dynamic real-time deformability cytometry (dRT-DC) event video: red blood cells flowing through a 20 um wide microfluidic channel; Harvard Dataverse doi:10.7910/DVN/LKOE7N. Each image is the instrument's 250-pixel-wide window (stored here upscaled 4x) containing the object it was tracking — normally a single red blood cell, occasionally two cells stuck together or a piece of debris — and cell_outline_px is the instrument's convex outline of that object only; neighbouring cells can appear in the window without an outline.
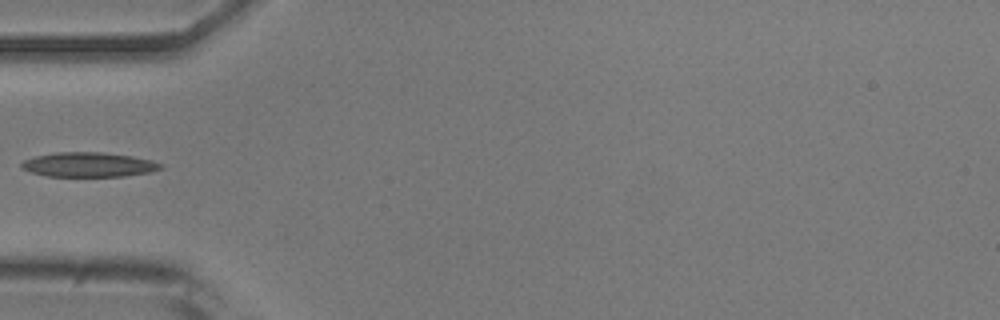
{"species": "common noctule bat (a hibernating species)", "species_latin": "Nyctalus noctula", "temperature_condition": "room temperature", "stored_images_in_passage": 36, "camera_frame_rate_fps": 3000, "um_per_image_px": 0.085, "animal": {"sex": "male", "body_mass_g": 20.5, "forearm_length_mm": 52.5}, "frame": {"image": 1, "passage_image": 1, "time_ms": 0.0, "image_size_px": [1000, 320], "cell_outline_px": [[164, 168], [148, 172], [124, 176], [48, 176], [32, 172], [20, 168], [20, 164], [24, 160], [36, 156], [56, 152], [100, 152], [132, 156], [152, 160], [164, 164]], "centroid_in_image_um": [7.55, 13.99], "position_along_channel_um": 77.4, "area_um2": 19.88}}
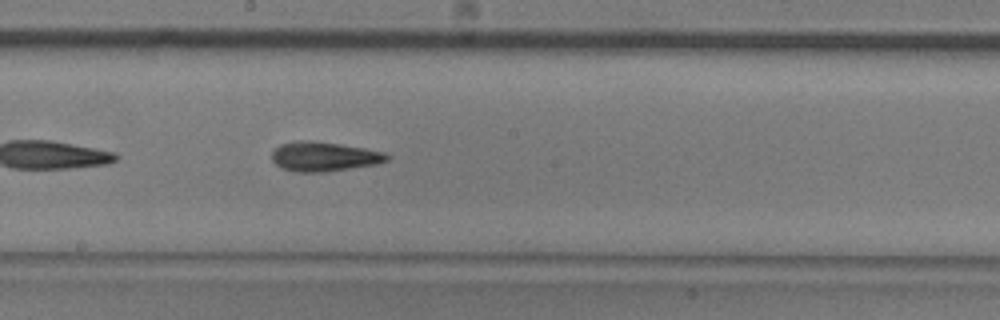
{"frame": {"image": 2, "passage_image": 12, "time_ms": 3.667, "image_size_px": [1000, 320], "cell_outline_px": [[392, 156], [388, 160], [376, 164], [324, 172], [296, 172], [284, 168], [276, 164], [272, 160], [272, 152], [280, 144], [296, 140], [308, 140], [340, 144], [364, 148], [384, 152]], "centroid_in_image_um": [27.55, 13.3], "position_along_channel_um": 220.7, "area_um2": 19.71}}
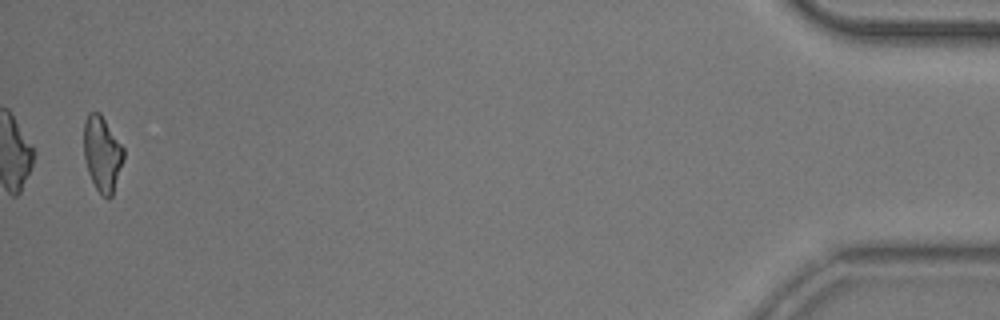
{"frame": {"image": 3, "passage_image": 35, "time_ms": 11.333, "image_size_px": [1000, 320], "cell_outline_px": [[124, 160], [112, 196], [108, 200], [96, 188], [88, 172], [84, 156], [84, 120], [88, 112], [100, 112], [124, 148]], "centroid_in_image_um": [8.69, 13.05], "position_along_channel_um": 426.5, "area_um2": 17.51}}